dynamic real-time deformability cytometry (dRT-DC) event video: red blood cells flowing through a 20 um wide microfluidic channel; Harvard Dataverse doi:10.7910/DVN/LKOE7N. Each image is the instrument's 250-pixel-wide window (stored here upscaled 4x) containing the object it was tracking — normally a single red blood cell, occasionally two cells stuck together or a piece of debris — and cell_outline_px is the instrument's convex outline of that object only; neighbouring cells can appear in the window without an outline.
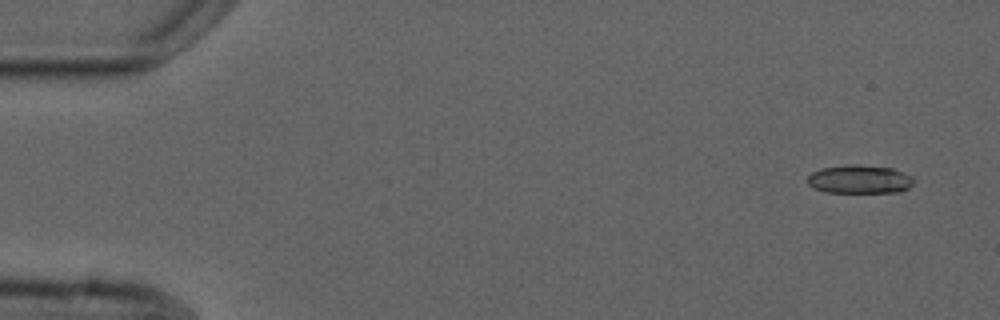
{"species": "common noctule bat (a hibernating species)", "species_latin": "Nyctalus noctula", "temperature_condition": "cold", "stored_images_in_passage": 6, "camera_frame_rate_fps": 3000, "um_per_image_px": 0.085, "animal": {"sex": "male", "forearm_length_mm": 52.5}, "frame": {"image": 1, "passage_image": 1, "time_ms": 0.0, "image_size_px": [1000, 320], "cell_outline_px": [[916, 180], [908, 188], [900, 192], [824, 192], [812, 188], [808, 184], [808, 176], [812, 172], [820, 168], [848, 164], [856, 164], [892, 168], [912, 176]], "centroid_in_image_um": [73.05, 15.24], "position_along_channel_um": 11.9, "area_um2": 17.8}}
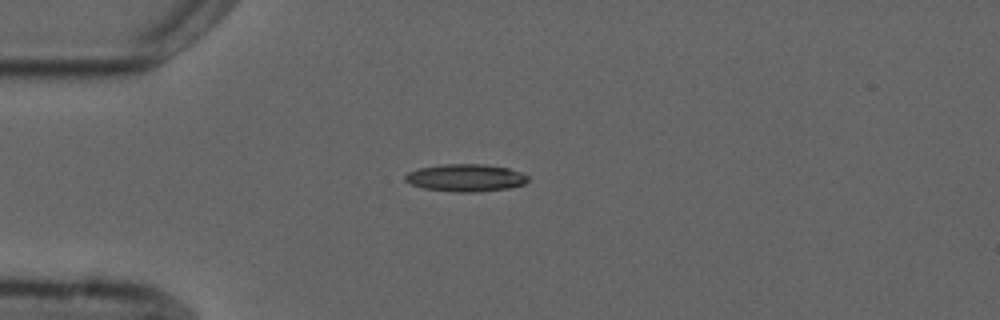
{"frame": {"image": 2, "passage_image": 4, "time_ms": 3.667, "image_size_px": [1000, 320], "cell_outline_px": [[528, 180], [524, 184], [508, 188], [480, 192], [456, 192], [424, 188], [412, 184], [404, 180], [404, 176], [408, 172], [420, 168], [444, 164], [484, 164], [508, 168], [520, 172], [528, 176]], "centroid_in_image_um": [39.59, 15.11], "position_along_channel_um": 45.4, "area_um2": 19.54}}
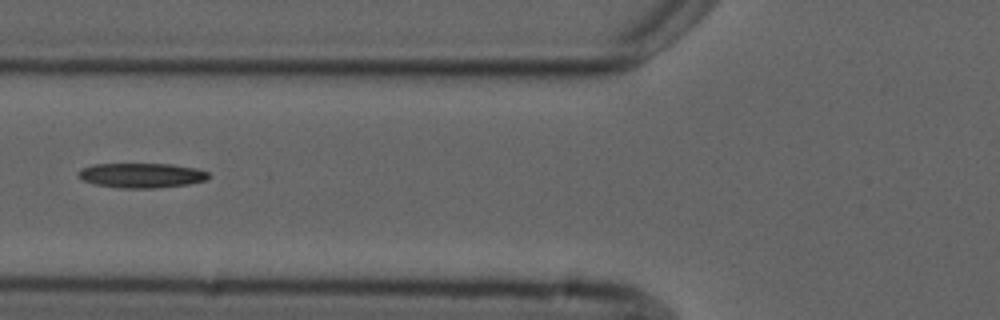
{"frame": {"image": 3, "passage_image": 6, "time_ms": 6.0, "image_size_px": [1000, 320], "cell_outline_px": [[208, 176], [204, 180], [188, 184], [152, 188], [120, 188], [96, 184], [84, 180], [80, 176], [80, 168], [96, 164], [172, 164], [196, 168], [208, 172]], "centroid_in_image_um": [12.04, 14.9], "position_along_channel_um": 113.8, "area_um2": 18.44}}